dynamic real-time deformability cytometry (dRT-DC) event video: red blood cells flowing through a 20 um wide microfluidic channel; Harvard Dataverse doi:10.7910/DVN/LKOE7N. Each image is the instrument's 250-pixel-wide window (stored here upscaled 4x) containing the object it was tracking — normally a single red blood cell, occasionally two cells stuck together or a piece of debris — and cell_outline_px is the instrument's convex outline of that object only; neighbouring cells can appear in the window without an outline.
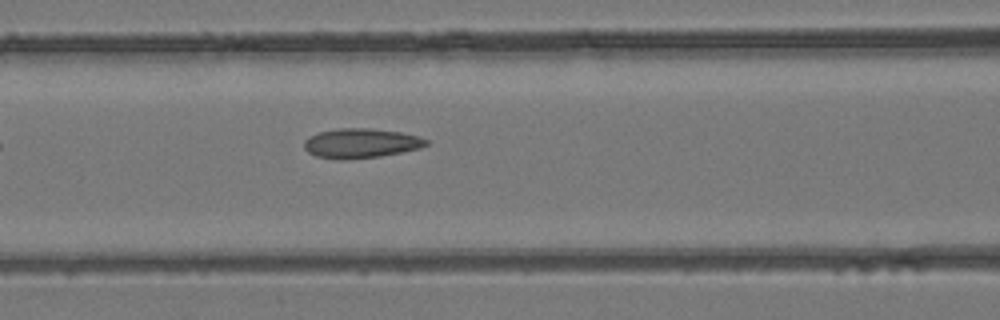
{"species": "common noctule bat (a hibernating species)", "species_latin": "Nyctalus noctula", "temperature_condition": "room temperature", "stored_images_in_passage": 6, "camera_frame_rate_fps": 3000, "um_per_image_px": 0.085, "animal": {"sex": "female", "body_mass_g": 24.6, "forearm_length_mm": 56.2}, "frame": {"image": 1, "passage_image": 6, "time_ms": 1.667, "image_size_px": [1000, 320], "cell_outline_px": [[428, 144], [420, 148], [380, 156], [344, 160], [340, 160], [316, 156], [308, 152], [304, 148], [304, 140], [308, 136], [320, 132], [340, 128], [368, 128], [400, 132], [416, 136], [428, 140]], "centroid_in_image_um": [30.64, 12.18], "position_along_channel_um": 136.0, "area_um2": 20.92}}